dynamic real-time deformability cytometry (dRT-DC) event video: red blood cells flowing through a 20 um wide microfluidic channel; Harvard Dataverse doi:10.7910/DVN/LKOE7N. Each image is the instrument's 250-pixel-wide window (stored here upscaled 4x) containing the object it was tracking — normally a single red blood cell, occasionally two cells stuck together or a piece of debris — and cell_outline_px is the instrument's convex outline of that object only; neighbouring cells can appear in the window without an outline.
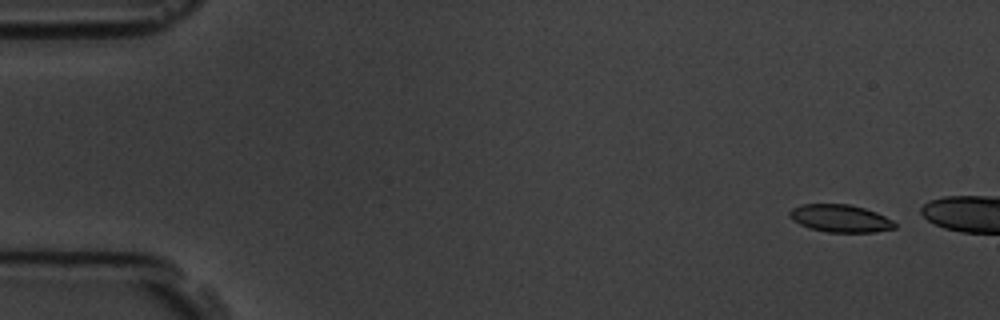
{"species": "common noctule bat (a hibernating species)", "species_latin": "Nyctalus noctula", "temperature_condition": "room temperature", "stored_images_in_passage": 3, "camera_frame_rate_fps": 3000, "um_per_image_px": 0.085, "animal": {"sex": "male", "body_mass_g": 19.5, "forearm_length_mm": 54.6}, "frame": {"image": 1, "passage_image": 1, "time_ms": 0.0, "image_size_px": [1000, 320], "cell_outline_px": [[896, 228], [876, 232], [828, 232], [808, 228], [792, 220], [788, 216], [788, 212], [792, 208], [800, 204], [848, 204], [864, 208], [876, 212], [892, 220], [896, 224]], "centroid_in_image_um": [71.39, 18.56], "position_along_channel_um": 13.6, "area_um2": 16.99}}